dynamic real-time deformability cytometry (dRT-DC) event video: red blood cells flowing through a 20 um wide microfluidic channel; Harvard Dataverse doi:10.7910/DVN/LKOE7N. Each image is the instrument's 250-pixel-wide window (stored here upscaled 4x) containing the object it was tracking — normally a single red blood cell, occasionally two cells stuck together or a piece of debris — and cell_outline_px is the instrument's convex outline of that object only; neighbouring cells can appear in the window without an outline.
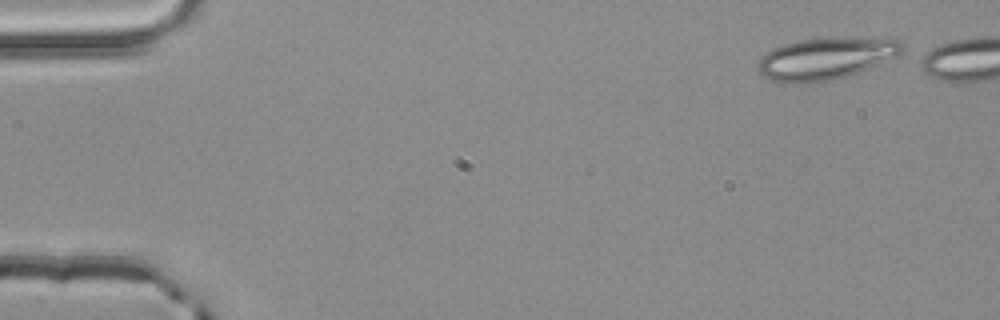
{"species": "common noctule bat (a hibernating species)", "species_latin": "Nyctalus noctula", "temperature_condition": "room temperature", "stored_images_in_passage": 43, "camera_frame_rate_fps": 3000, "um_per_image_px": 0.085, "animal": {"sex": "male", "body_mass_g": 20.4}, "frame": {"image": 1, "passage_image": 1, "time_ms": 0.0, "image_size_px": [1000, 320], "cell_outline_px": [[904, 52], [860, 72], [832, 80], [804, 84], [792, 84], [772, 80], [764, 76], [756, 68], [760, 60], [772, 48], [784, 44], [800, 40], [900, 40], [904, 44]], "centroid_in_image_um": [70.13, 5.04], "position_along_channel_um": 14.9, "area_um2": 33.99}}
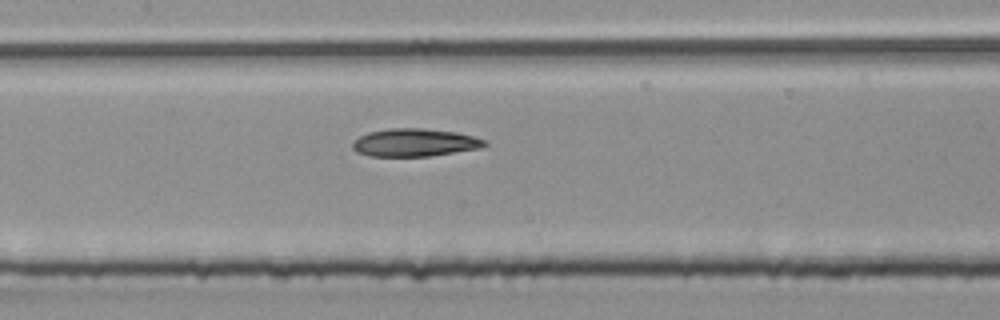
{"frame": {"image": 2, "passage_image": 22, "time_ms": 7.0, "image_size_px": [1000, 320], "cell_outline_px": [[488, 144], [480, 148], [428, 156], [368, 156], [356, 152], [352, 148], [352, 144], [360, 136], [368, 132], [388, 128], [424, 128], [456, 132], [472, 136], [484, 140]], "centroid_in_image_um": [35.21, 12.11], "position_along_channel_um": 172.2, "area_um2": 21.33}}
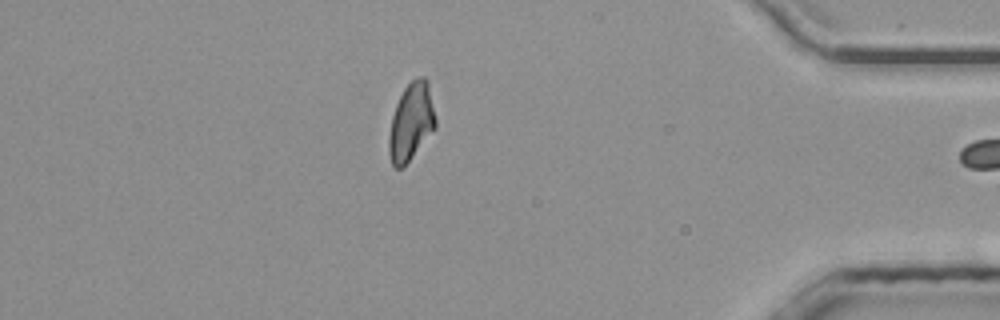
{"frame": {"image": 3, "passage_image": 42, "time_ms": 13.667, "image_size_px": [1000, 320], "cell_outline_px": [[436, 128], [404, 168], [392, 168], [388, 152], [388, 136], [392, 116], [396, 104], [404, 88], [416, 76], [424, 76], [428, 80], [436, 120]], "centroid_in_image_um": [34.94, 10.4], "position_along_channel_um": 400.3, "area_um2": 21.5}}